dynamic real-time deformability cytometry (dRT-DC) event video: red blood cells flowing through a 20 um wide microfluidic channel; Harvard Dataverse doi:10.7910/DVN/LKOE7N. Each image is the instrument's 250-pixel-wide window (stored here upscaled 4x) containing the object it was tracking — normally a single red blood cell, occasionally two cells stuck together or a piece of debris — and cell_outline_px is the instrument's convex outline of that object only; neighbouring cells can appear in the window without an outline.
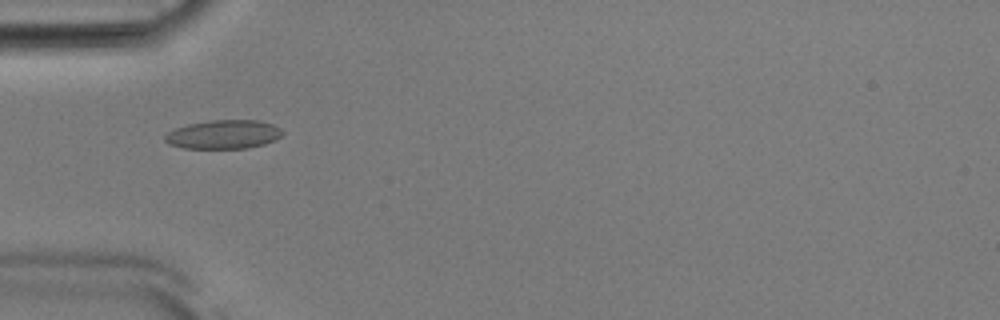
{"species": "Egyptian fruit bat (a non-hibernating species)", "species_latin": "Rousettus aegyptiacus", "temperature_condition": "room temperature", "stored_images_in_passage": 37, "camera_frame_rate_fps": 3000, "um_per_image_px": 0.085, "animal": {"sex": "male"}, "frame": {"image": 1, "passage_image": 2, "time_ms": 0.333, "image_size_px": [1000, 320], "cell_outline_px": [[284, 132], [276, 140], [264, 144], [248, 148], [184, 148], [168, 144], [164, 140], [164, 136], [168, 132], [176, 128], [188, 124], [208, 120], [260, 120], [272, 124], [280, 128]], "centroid_in_image_um": [19.01, 11.42], "position_along_channel_um": 66.0, "area_um2": 19.83}}
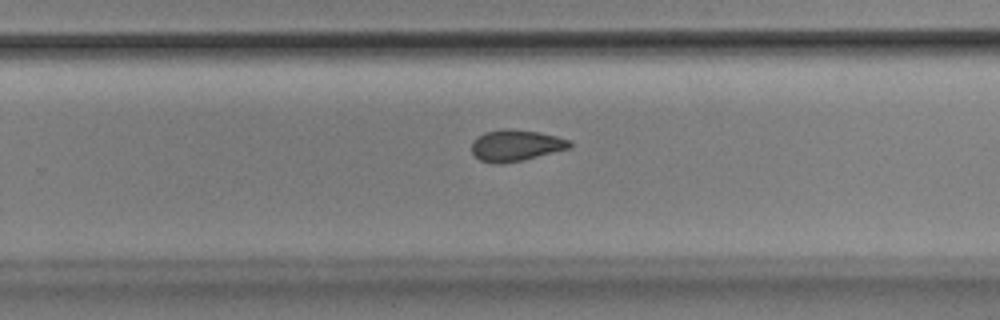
{"frame": {"image": 2, "passage_image": 19, "time_ms": 6.0, "image_size_px": [1000, 320], "cell_outline_px": [[572, 144], [568, 148], [524, 160], [500, 164], [496, 164], [480, 160], [472, 152], [472, 144], [484, 132], [540, 132], [572, 140]], "centroid_in_image_um": [43.89, 12.42], "position_along_channel_um": 285.9, "area_um2": 16.94}}
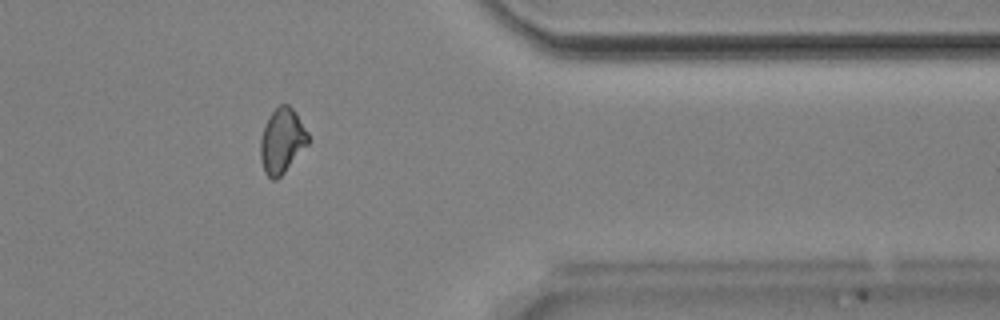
{"frame": {"image": 3, "passage_image": 28, "time_ms": 9.0, "image_size_px": [1000, 320], "cell_outline_px": [[308, 144], [284, 172], [276, 180], [272, 180], [264, 172], [260, 160], [260, 140], [268, 116], [280, 104], [288, 104], [296, 112], [308, 132]], "centroid_in_image_um": [23.96, 11.97], "position_along_channel_um": 387.4, "area_um2": 17.98}, "authors_computed_cell_mechanics": {"area_um2": 17.918, "velocity_mm_per_s": 3.894, "shape_relaxation_time_tau1_ms": null, "shape_relaxation_time_tau2_ms": 2.5885, "deformation_change_tau1": null, "deformation_change_tau2": 0.0816}}